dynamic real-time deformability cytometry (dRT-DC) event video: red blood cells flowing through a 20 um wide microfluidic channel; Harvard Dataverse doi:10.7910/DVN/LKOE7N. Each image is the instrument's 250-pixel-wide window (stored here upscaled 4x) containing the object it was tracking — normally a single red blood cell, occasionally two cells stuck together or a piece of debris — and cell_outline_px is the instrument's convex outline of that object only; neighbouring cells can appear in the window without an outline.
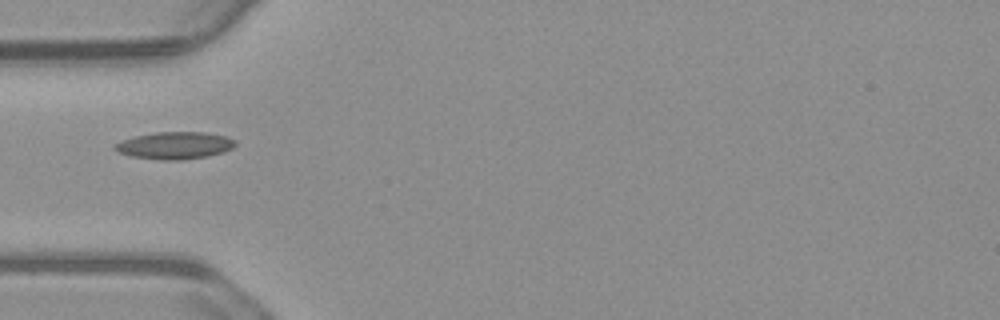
{"species": "common noctule bat (a hibernating species)", "species_latin": "Nyctalus noctula", "temperature_condition": "warm", "stored_images_in_passage": 39, "camera_frame_rate_fps": 3000, "um_per_image_px": 0.085, "animal": {"sex": "male", "body_mass_g": 23.1, "forearm_length_mm": 52.7}, "frame": {"image": 1, "passage_image": 1, "time_ms": 0.0, "image_size_px": [1000, 320], "cell_outline_px": [[236, 144], [232, 148], [224, 152], [208, 156], [184, 160], [160, 160], [132, 156], [120, 152], [112, 148], [112, 144], [136, 136], [156, 132], [208, 132], [228, 136], [236, 140]], "centroid_in_image_um": [14.9, 12.36], "position_along_channel_um": 70.1, "area_um2": 19.25}}
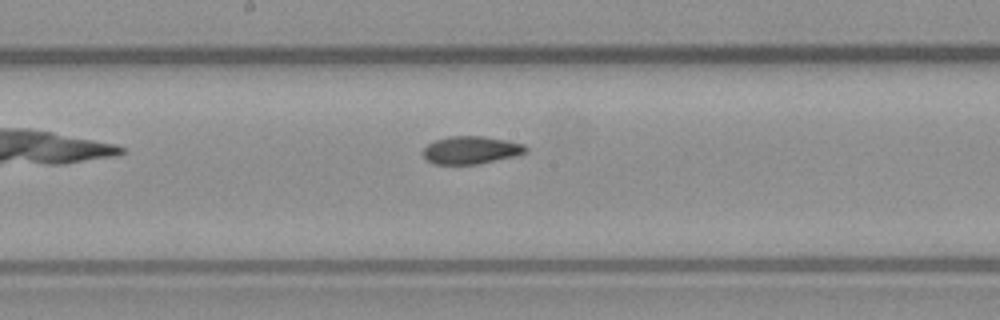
{"frame": {"image": 2, "passage_image": 12, "time_ms": 3.667, "image_size_px": [1000, 320], "cell_outline_px": [[528, 152], [516, 156], [476, 164], [432, 164], [424, 156], [424, 148], [428, 144], [436, 140], [448, 136], [484, 136], [524, 144], [528, 148]], "centroid_in_image_um": [40.06, 12.75], "position_along_channel_um": 208.1, "area_um2": 16.53}}
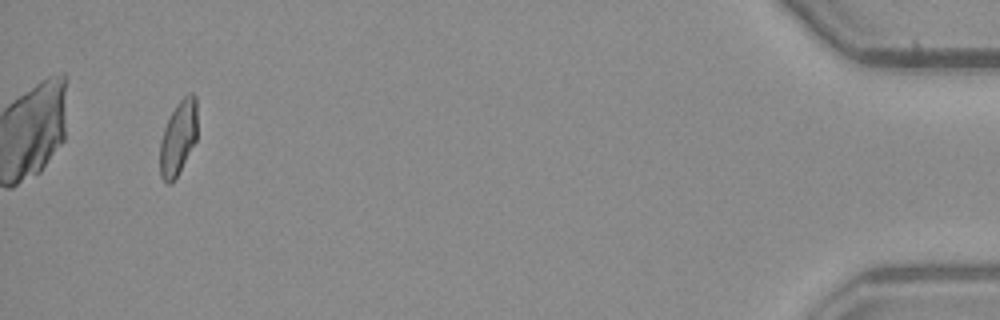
{"frame": {"image": 3, "passage_image": 36, "time_ms": 11.667, "image_size_px": [1000, 320], "cell_outline_px": [[196, 140], [172, 184], [168, 184], [160, 176], [160, 140], [164, 128], [176, 104], [188, 92], [192, 92], [196, 96]], "centroid_in_image_um": [15.14, 11.7], "position_along_channel_um": 420.1, "area_um2": 16.01}}